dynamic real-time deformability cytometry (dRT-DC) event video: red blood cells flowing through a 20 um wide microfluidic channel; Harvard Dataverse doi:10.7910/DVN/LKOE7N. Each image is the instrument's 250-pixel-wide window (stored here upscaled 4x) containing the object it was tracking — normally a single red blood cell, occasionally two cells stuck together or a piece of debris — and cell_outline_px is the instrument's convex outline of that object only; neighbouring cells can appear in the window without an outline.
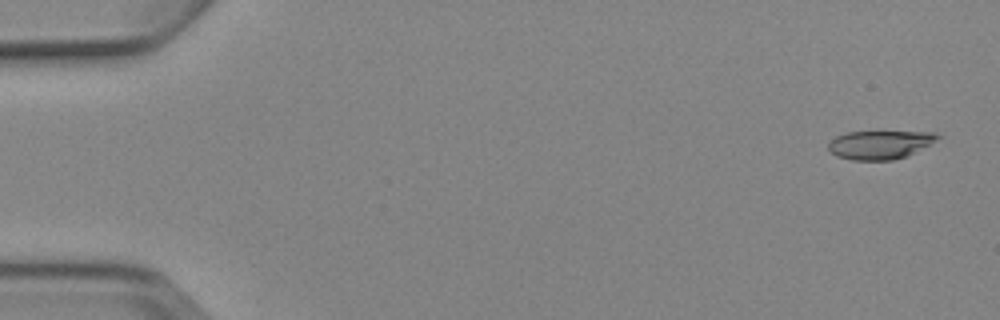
{"species": "Egyptian fruit bat (a non-hibernating species)", "species_latin": "Rousettus aegyptiacus", "temperature_condition": "cold", "stored_images_in_passage": 5, "camera_frame_rate_fps": 3000, "um_per_image_px": 0.085, "animal": {"sex": "female"}, "frame": {"image": 1, "passage_image": 1, "time_ms": 0.0, "image_size_px": [1000, 320], "cell_outline_px": [[940, 136], [936, 140], [908, 156], [892, 160], [852, 160], [836, 156], [828, 148], [828, 144], [836, 136], [848, 132], [936, 132]], "centroid_in_image_um": [74.78, 12.31], "position_along_channel_um": 10.2, "area_um2": 17.98}}
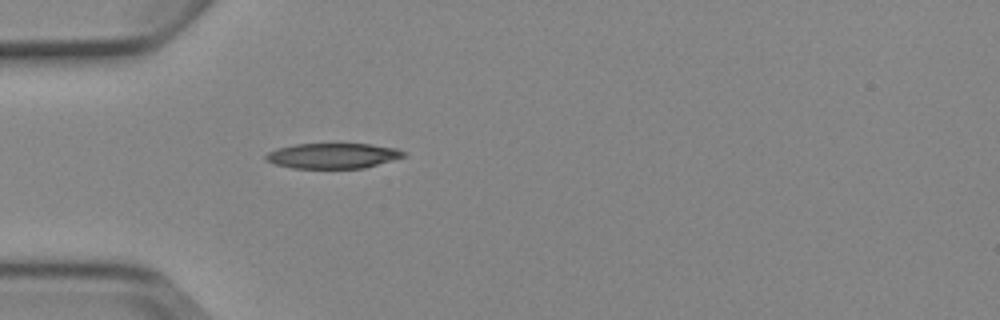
{"frame": {"image": 2, "passage_image": 5, "time_ms": 4.667, "image_size_px": [1000, 320], "cell_outline_px": [[408, 156], [364, 168], [292, 168], [276, 164], [264, 160], [264, 156], [268, 152], [276, 148], [296, 144], [372, 144], [396, 148], [404, 152]], "centroid_in_image_um": [28.29, 13.24], "position_along_channel_um": 56.7, "area_um2": 20.4}}